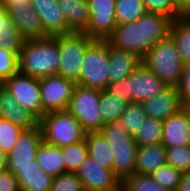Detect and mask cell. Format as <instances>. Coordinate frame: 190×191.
<instances>
[{
    "mask_svg": "<svg viewBox=\"0 0 190 191\" xmlns=\"http://www.w3.org/2000/svg\"><path fill=\"white\" fill-rule=\"evenodd\" d=\"M172 19L158 13H146L138 20L117 24L108 42L142 59L158 41L170 35Z\"/></svg>",
    "mask_w": 190,
    "mask_h": 191,
    "instance_id": "obj_1",
    "label": "cell"
},
{
    "mask_svg": "<svg viewBox=\"0 0 190 191\" xmlns=\"http://www.w3.org/2000/svg\"><path fill=\"white\" fill-rule=\"evenodd\" d=\"M59 59L58 35L24 41L18 55V72L38 79L56 75Z\"/></svg>",
    "mask_w": 190,
    "mask_h": 191,
    "instance_id": "obj_2",
    "label": "cell"
},
{
    "mask_svg": "<svg viewBox=\"0 0 190 191\" xmlns=\"http://www.w3.org/2000/svg\"><path fill=\"white\" fill-rule=\"evenodd\" d=\"M100 132L109 143L113 155V173L122 182L135 173L138 145L120 120L106 124Z\"/></svg>",
    "mask_w": 190,
    "mask_h": 191,
    "instance_id": "obj_3",
    "label": "cell"
},
{
    "mask_svg": "<svg viewBox=\"0 0 190 191\" xmlns=\"http://www.w3.org/2000/svg\"><path fill=\"white\" fill-rule=\"evenodd\" d=\"M141 62L166 86L176 87L178 85L184 64L170 35L153 45Z\"/></svg>",
    "mask_w": 190,
    "mask_h": 191,
    "instance_id": "obj_4",
    "label": "cell"
},
{
    "mask_svg": "<svg viewBox=\"0 0 190 191\" xmlns=\"http://www.w3.org/2000/svg\"><path fill=\"white\" fill-rule=\"evenodd\" d=\"M39 125L43 141L50 145L61 148L85 140L86 131L67 110L45 114Z\"/></svg>",
    "mask_w": 190,
    "mask_h": 191,
    "instance_id": "obj_5",
    "label": "cell"
},
{
    "mask_svg": "<svg viewBox=\"0 0 190 191\" xmlns=\"http://www.w3.org/2000/svg\"><path fill=\"white\" fill-rule=\"evenodd\" d=\"M102 90L77 84L68 103L67 111L71 113L87 132L100 131L106 124L100 115Z\"/></svg>",
    "mask_w": 190,
    "mask_h": 191,
    "instance_id": "obj_6",
    "label": "cell"
},
{
    "mask_svg": "<svg viewBox=\"0 0 190 191\" xmlns=\"http://www.w3.org/2000/svg\"><path fill=\"white\" fill-rule=\"evenodd\" d=\"M94 41L84 32L58 35L59 66L58 75L79 82L81 66L87 47Z\"/></svg>",
    "mask_w": 190,
    "mask_h": 191,
    "instance_id": "obj_7",
    "label": "cell"
},
{
    "mask_svg": "<svg viewBox=\"0 0 190 191\" xmlns=\"http://www.w3.org/2000/svg\"><path fill=\"white\" fill-rule=\"evenodd\" d=\"M109 83L108 41L94 40L86 49L77 84L105 90Z\"/></svg>",
    "mask_w": 190,
    "mask_h": 191,
    "instance_id": "obj_8",
    "label": "cell"
},
{
    "mask_svg": "<svg viewBox=\"0 0 190 191\" xmlns=\"http://www.w3.org/2000/svg\"><path fill=\"white\" fill-rule=\"evenodd\" d=\"M5 88L23 108L33 113L39 120L43 117L40 81L17 72L3 82Z\"/></svg>",
    "mask_w": 190,
    "mask_h": 191,
    "instance_id": "obj_9",
    "label": "cell"
},
{
    "mask_svg": "<svg viewBox=\"0 0 190 191\" xmlns=\"http://www.w3.org/2000/svg\"><path fill=\"white\" fill-rule=\"evenodd\" d=\"M39 81L43 116L66 110L77 84L58 74L40 78Z\"/></svg>",
    "mask_w": 190,
    "mask_h": 191,
    "instance_id": "obj_10",
    "label": "cell"
},
{
    "mask_svg": "<svg viewBox=\"0 0 190 191\" xmlns=\"http://www.w3.org/2000/svg\"><path fill=\"white\" fill-rule=\"evenodd\" d=\"M116 0H87L89 20L83 31L91 39L108 40L117 26Z\"/></svg>",
    "mask_w": 190,
    "mask_h": 191,
    "instance_id": "obj_11",
    "label": "cell"
},
{
    "mask_svg": "<svg viewBox=\"0 0 190 191\" xmlns=\"http://www.w3.org/2000/svg\"><path fill=\"white\" fill-rule=\"evenodd\" d=\"M166 87V84L143 63L127 77L128 96L132 102L142 103L149 100Z\"/></svg>",
    "mask_w": 190,
    "mask_h": 191,
    "instance_id": "obj_12",
    "label": "cell"
},
{
    "mask_svg": "<svg viewBox=\"0 0 190 191\" xmlns=\"http://www.w3.org/2000/svg\"><path fill=\"white\" fill-rule=\"evenodd\" d=\"M85 190L121 191V181L88 156L76 171Z\"/></svg>",
    "mask_w": 190,
    "mask_h": 191,
    "instance_id": "obj_13",
    "label": "cell"
},
{
    "mask_svg": "<svg viewBox=\"0 0 190 191\" xmlns=\"http://www.w3.org/2000/svg\"><path fill=\"white\" fill-rule=\"evenodd\" d=\"M42 141L40 125L32 129H23L18 136L13 150L8 154L7 167L34 165L36 153Z\"/></svg>",
    "mask_w": 190,
    "mask_h": 191,
    "instance_id": "obj_14",
    "label": "cell"
},
{
    "mask_svg": "<svg viewBox=\"0 0 190 191\" xmlns=\"http://www.w3.org/2000/svg\"><path fill=\"white\" fill-rule=\"evenodd\" d=\"M39 16L44 33L49 37L71 33L57 0H30Z\"/></svg>",
    "mask_w": 190,
    "mask_h": 191,
    "instance_id": "obj_15",
    "label": "cell"
},
{
    "mask_svg": "<svg viewBox=\"0 0 190 191\" xmlns=\"http://www.w3.org/2000/svg\"><path fill=\"white\" fill-rule=\"evenodd\" d=\"M5 9L24 41L40 40L48 37L44 33L39 16L31 4L6 6Z\"/></svg>",
    "mask_w": 190,
    "mask_h": 191,
    "instance_id": "obj_16",
    "label": "cell"
},
{
    "mask_svg": "<svg viewBox=\"0 0 190 191\" xmlns=\"http://www.w3.org/2000/svg\"><path fill=\"white\" fill-rule=\"evenodd\" d=\"M161 144L165 148L190 145L189 107L163 120Z\"/></svg>",
    "mask_w": 190,
    "mask_h": 191,
    "instance_id": "obj_17",
    "label": "cell"
},
{
    "mask_svg": "<svg viewBox=\"0 0 190 191\" xmlns=\"http://www.w3.org/2000/svg\"><path fill=\"white\" fill-rule=\"evenodd\" d=\"M145 114L158 120H166L181 110L182 104L176 87L167 86L154 97L142 102Z\"/></svg>",
    "mask_w": 190,
    "mask_h": 191,
    "instance_id": "obj_18",
    "label": "cell"
},
{
    "mask_svg": "<svg viewBox=\"0 0 190 191\" xmlns=\"http://www.w3.org/2000/svg\"><path fill=\"white\" fill-rule=\"evenodd\" d=\"M0 117L22 129H32L39 125V119L18 104L4 85L0 88Z\"/></svg>",
    "mask_w": 190,
    "mask_h": 191,
    "instance_id": "obj_19",
    "label": "cell"
},
{
    "mask_svg": "<svg viewBox=\"0 0 190 191\" xmlns=\"http://www.w3.org/2000/svg\"><path fill=\"white\" fill-rule=\"evenodd\" d=\"M7 170L16 175L21 191L51 190L54 177L45 173L36 159L34 160V165L26 167H7Z\"/></svg>",
    "mask_w": 190,
    "mask_h": 191,
    "instance_id": "obj_20",
    "label": "cell"
},
{
    "mask_svg": "<svg viewBox=\"0 0 190 191\" xmlns=\"http://www.w3.org/2000/svg\"><path fill=\"white\" fill-rule=\"evenodd\" d=\"M109 82L127 78L142 62L141 59L125 50H120L108 42Z\"/></svg>",
    "mask_w": 190,
    "mask_h": 191,
    "instance_id": "obj_21",
    "label": "cell"
},
{
    "mask_svg": "<svg viewBox=\"0 0 190 191\" xmlns=\"http://www.w3.org/2000/svg\"><path fill=\"white\" fill-rule=\"evenodd\" d=\"M166 164V148L161 143L138 146L135 173L151 175Z\"/></svg>",
    "mask_w": 190,
    "mask_h": 191,
    "instance_id": "obj_22",
    "label": "cell"
},
{
    "mask_svg": "<svg viewBox=\"0 0 190 191\" xmlns=\"http://www.w3.org/2000/svg\"><path fill=\"white\" fill-rule=\"evenodd\" d=\"M70 32H83L88 25L87 0H57Z\"/></svg>",
    "mask_w": 190,
    "mask_h": 191,
    "instance_id": "obj_23",
    "label": "cell"
},
{
    "mask_svg": "<svg viewBox=\"0 0 190 191\" xmlns=\"http://www.w3.org/2000/svg\"><path fill=\"white\" fill-rule=\"evenodd\" d=\"M36 161L45 173L53 177L65 172L64 158L58 146L42 141L36 153Z\"/></svg>",
    "mask_w": 190,
    "mask_h": 191,
    "instance_id": "obj_24",
    "label": "cell"
},
{
    "mask_svg": "<svg viewBox=\"0 0 190 191\" xmlns=\"http://www.w3.org/2000/svg\"><path fill=\"white\" fill-rule=\"evenodd\" d=\"M85 141L88 147V156L105 169L113 171L112 150L105 136L100 132H87Z\"/></svg>",
    "mask_w": 190,
    "mask_h": 191,
    "instance_id": "obj_25",
    "label": "cell"
},
{
    "mask_svg": "<svg viewBox=\"0 0 190 191\" xmlns=\"http://www.w3.org/2000/svg\"><path fill=\"white\" fill-rule=\"evenodd\" d=\"M24 40L11 20L8 11L0 7V47L19 55Z\"/></svg>",
    "mask_w": 190,
    "mask_h": 191,
    "instance_id": "obj_26",
    "label": "cell"
},
{
    "mask_svg": "<svg viewBox=\"0 0 190 191\" xmlns=\"http://www.w3.org/2000/svg\"><path fill=\"white\" fill-rule=\"evenodd\" d=\"M170 36L175 42L182 63L190 64V21L185 16L174 19L170 28Z\"/></svg>",
    "mask_w": 190,
    "mask_h": 191,
    "instance_id": "obj_27",
    "label": "cell"
},
{
    "mask_svg": "<svg viewBox=\"0 0 190 191\" xmlns=\"http://www.w3.org/2000/svg\"><path fill=\"white\" fill-rule=\"evenodd\" d=\"M115 6L117 24L134 22L147 13L143 0H116Z\"/></svg>",
    "mask_w": 190,
    "mask_h": 191,
    "instance_id": "obj_28",
    "label": "cell"
},
{
    "mask_svg": "<svg viewBox=\"0 0 190 191\" xmlns=\"http://www.w3.org/2000/svg\"><path fill=\"white\" fill-rule=\"evenodd\" d=\"M162 123L163 121L161 120L147 116L134 136L137 145L144 146L161 143L163 132Z\"/></svg>",
    "mask_w": 190,
    "mask_h": 191,
    "instance_id": "obj_29",
    "label": "cell"
},
{
    "mask_svg": "<svg viewBox=\"0 0 190 191\" xmlns=\"http://www.w3.org/2000/svg\"><path fill=\"white\" fill-rule=\"evenodd\" d=\"M127 103L102 90L100 99V115L105 124L121 118Z\"/></svg>",
    "mask_w": 190,
    "mask_h": 191,
    "instance_id": "obj_30",
    "label": "cell"
},
{
    "mask_svg": "<svg viewBox=\"0 0 190 191\" xmlns=\"http://www.w3.org/2000/svg\"><path fill=\"white\" fill-rule=\"evenodd\" d=\"M61 152L64 158L65 172H76L88 157V147L85 140L61 147Z\"/></svg>",
    "mask_w": 190,
    "mask_h": 191,
    "instance_id": "obj_31",
    "label": "cell"
},
{
    "mask_svg": "<svg viewBox=\"0 0 190 191\" xmlns=\"http://www.w3.org/2000/svg\"><path fill=\"white\" fill-rule=\"evenodd\" d=\"M146 117L142 103L131 102L127 104L119 120L126 131L134 137Z\"/></svg>",
    "mask_w": 190,
    "mask_h": 191,
    "instance_id": "obj_32",
    "label": "cell"
},
{
    "mask_svg": "<svg viewBox=\"0 0 190 191\" xmlns=\"http://www.w3.org/2000/svg\"><path fill=\"white\" fill-rule=\"evenodd\" d=\"M121 191H170L161 187L151 175L134 173L121 182Z\"/></svg>",
    "mask_w": 190,
    "mask_h": 191,
    "instance_id": "obj_33",
    "label": "cell"
},
{
    "mask_svg": "<svg viewBox=\"0 0 190 191\" xmlns=\"http://www.w3.org/2000/svg\"><path fill=\"white\" fill-rule=\"evenodd\" d=\"M182 172L172 167L171 165H164L159 167L151 177L161 187L167 188L170 191H176L182 177Z\"/></svg>",
    "mask_w": 190,
    "mask_h": 191,
    "instance_id": "obj_34",
    "label": "cell"
},
{
    "mask_svg": "<svg viewBox=\"0 0 190 191\" xmlns=\"http://www.w3.org/2000/svg\"><path fill=\"white\" fill-rule=\"evenodd\" d=\"M166 162L182 173L190 171V145L166 148Z\"/></svg>",
    "mask_w": 190,
    "mask_h": 191,
    "instance_id": "obj_35",
    "label": "cell"
},
{
    "mask_svg": "<svg viewBox=\"0 0 190 191\" xmlns=\"http://www.w3.org/2000/svg\"><path fill=\"white\" fill-rule=\"evenodd\" d=\"M22 128L0 117V149L7 155L13 150Z\"/></svg>",
    "mask_w": 190,
    "mask_h": 191,
    "instance_id": "obj_36",
    "label": "cell"
},
{
    "mask_svg": "<svg viewBox=\"0 0 190 191\" xmlns=\"http://www.w3.org/2000/svg\"><path fill=\"white\" fill-rule=\"evenodd\" d=\"M50 191H85L76 172H64L55 176Z\"/></svg>",
    "mask_w": 190,
    "mask_h": 191,
    "instance_id": "obj_37",
    "label": "cell"
},
{
    "mask_svg": "<svg viewBox=\"0 0 190 191\" xmlns=\"http://www.w3.org/2000/svg\"><path fill=\"white\" fill-rule=\"evenodd\" d=\"M148 13L165 15L172 20L184 15L174 6L173 0H143Z\"/></svg>",
    "mask_w": 190,
    "mask_h": 191,
    "instance_id": "obj_38",
    "label": "cell"
},
{
    "mask_svg": "<svg viewBox=\"0 0 190 191\" xmlns=\"http://www.w3.org/2000/svg\"><path fill=\"white\" fill-rule=\"evenodd\" d=\"M18 72V55L0 47V80L4 82Z\"/></svg>",
    "mask_w": 190,
    "mask_h": 191,
    "instance_id": "obj_39",
    "label": "cell"
},
{
    "mask_svg": "<svg viewBox=\"0 0 190 191\" xmlns=\"http://www.w3.org/2000/svg\"><path fill=\"white\" fill-rule=\"evenodd\" d=\"M182 107L190 106V64L183 67L181 78L176 86Z\"/></svg>",
    "mask_w": 190,
    "mask_h": 191,
    "instance_id": "obj_40",
    "label": "cell"
},
{
    "mask_svg": "<svg viewBox=\"0 0 190 191\" xmlns=\"http://www.w3.org/2000/svg\"><path fill=\"white\" fill-rule=\"evenodd\" d=\"M105 91L119 97L122 101L127 104L132 102V99L128 96L127 78L121 79L120 81L109 82L105 88Z\"/></svg>",
    "mask_w": 190,
    "mask_h": 191,
    "instance_id": "obj_41",
    "label": "cell"
},
{
    "mask_svg": "<svg viewBox=\"0 0 190 191\" xmlns=\"http://www.w3.org/2000/svg\"><path fill=\"white\" fill-rule=\"evenodd\" d=\"M0 191H21L13 172L6 170L0 173Z\"/></svg>",
    "mask_w": 190,
    "mask_h": 191,
    "instance_id": "obj_42",
    "label": "cell"
},
{
    "mask_svg": "<svg viewBox=\"0 0 190 191\" xmlns=\"http://www.w3.org/2000/svg\"><path fill=\"white\" fill-rule=\"evenodd\" d=\"M176 191H190V171L183 173Z\"/></svg>",
    "mask_w": 190,
    "mask_h": 191,
    "instance_id": "obj_43",
    "label": "cell"
},
{
    "mask_svg": "<svg viewBox=\"0 0 190 191\" xmlns=\"http://www.w3.org/2000/svg\"><path fill=\"white\" fill-rule=\"evenodd\" d=\"M174 6L185 15L190 10V0H173Z\"/></svg>",
    "mask_w": 190,
    "mask_h": 191,
    "instance_id": "obj_44",
    "label": "cell"
},
{
    "mask_svg": "<svg viewBox=\"0 0 190 191\" xmlns=\"http://www.w3.org/2000/svg\"><path fill=\"white\" fill-rule=\"evenodd\" d=\"M21 4H30V0H0V7L17 6Z\"/></svg>",
    "mask_w": 190,
    "mask_h": 191,
    "instance_id": "obj_45",
    "label": "cell"
},
{
    "mask_svg": "<svg viewBox=\"0 0 190 191\" xmlns=\"http://www.w3.org/2000/svg\"><path fill=\"white\" fill-rule=\"evenodd\" d=\"M8 155L0 149V173L7 170Z\"/></svg>",
    "mask_w": 190,
    "mask_h": 191,
    "instance_id": "obj_46",
    "label": "cell"
},
{
    "mask_svg": "<svg viewBox=\"0 0 190 191\" xmlns=\"http://www.w3.org/2000/svg\"><path fill=\"white\" fill-rule=\"evenodd\" d=\"M184 16L190 21V10Z\"/></svg>",
    "mask_w": 190,
    "mask_h": 191,
    "instance_id": "obj_47",
    "label": "cell"
},
{
    "mask_svg": "<svg viewBox=\"0 0 190 191\" xmlns=\"http://www.w3.org/2000/svg\"><path fill=\"white\" fill-rule=\"evenodd\" d=\"M3 86V82L0 80V88Z\"/></svg>",
    "mask_w": 190,
    "mask_h": 191,
    "instance_id": "obj_48",
    "label": "cell"
},
{
    "mask_svg": "<svg viewBox=\"0 0 190 191\" xmlns=\"http://www.w3.org/2000/svg\"><path fill=\"white\" fill-rule=\"evenodd\" d=\"M189 123H190V106H189Z\"/></svg>",
    "mask_w": 190,
    "mask_h": 191,
    "instance_id": "obj_49",
    "label": "cell"
}]
</instances>
